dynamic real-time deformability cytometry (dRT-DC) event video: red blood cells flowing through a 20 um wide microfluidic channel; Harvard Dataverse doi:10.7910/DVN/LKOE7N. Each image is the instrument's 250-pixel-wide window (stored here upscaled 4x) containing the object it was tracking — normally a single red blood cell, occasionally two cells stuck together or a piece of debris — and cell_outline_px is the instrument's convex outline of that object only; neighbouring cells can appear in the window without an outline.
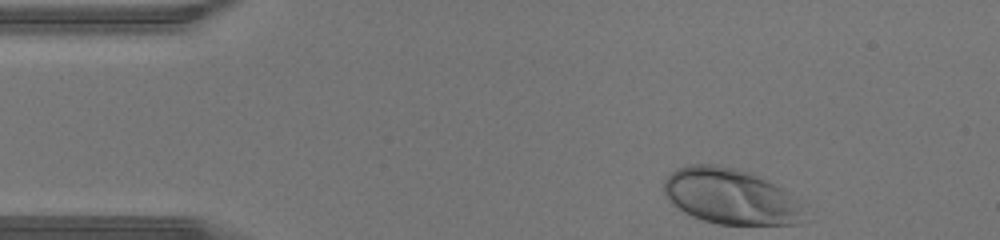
{"species": "human", "species_latin": "Homo sapiens", "temperature_condition": "warm", "stored_images_in_passage": 31, "camera_frame_rate_fps": 3000, "um_per_image_px": 0.085, "donor": {"sex": "male"}, "frame": {"image": 1, "passage_image": 1, "time_ms": 0.0, "image_size_px": [1000, 240], "cell_outline_px": [[800, 224], [716, 224], [692, 216], [684, 212], [668, 200], [664, 192], [664, 180], [676, 168], [688, 164], [716, 164], [752, 172], [784, 188], [800, 204]], "centroid_in_image_um": [62.05, 16.67], "position_along_channel_um": 23.0, "area_um2": 45.32}}
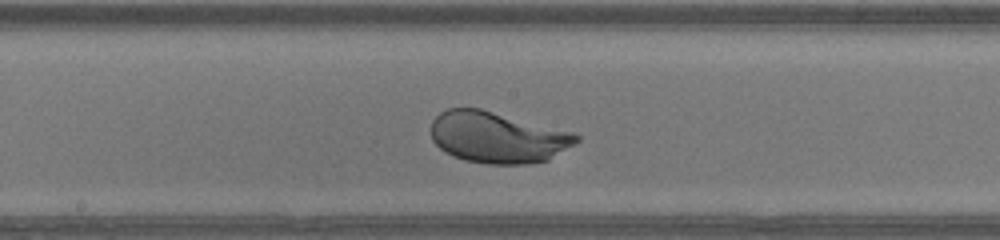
{"frame": {"image": 2, "passage_image": 18, "time_ms": 5.667, "image_size_px": [1000, 240], "cell_outline_px": [[580, 140], [548, 160], [528, 164], [488, 164], [464, 160], [452, 156], [444, 152], [432, 140], [432, 120], [440, 112], [448, 108], [480, 108], [572, 132], [580, 136]], "centroid_in_image_um": [42.26, 11.68], "position_along_channel_um": 205.9, "area_um2": 43.29}}
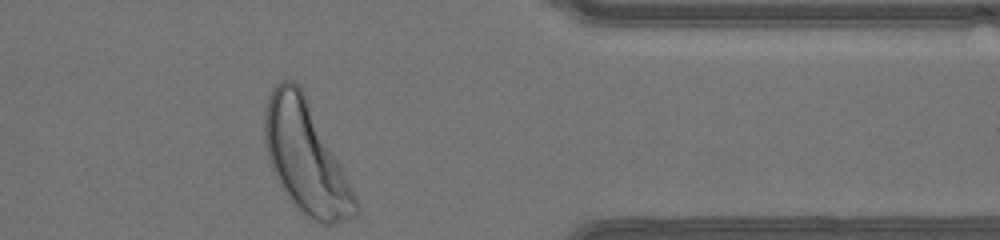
{"frame": {"image": 3, "passage_image": 31, "time_ms": 10.0, "image_size_px": [1000, 240], "cell_outline_px": [[360, 208], [356, 216], [348, 220], [332, 224], [320, 224], [304, 212], [292, 200], [280, 184], [268, 160], [264, 140], [264, 112], [268, 96], [272, 88], [280, 80], [292, 80], [304, 92], [360, 204]], "centroid_in_image_um": [25.98, 13.37], "position_along_channel_um": 385.4, "area_um2": 57.97}}